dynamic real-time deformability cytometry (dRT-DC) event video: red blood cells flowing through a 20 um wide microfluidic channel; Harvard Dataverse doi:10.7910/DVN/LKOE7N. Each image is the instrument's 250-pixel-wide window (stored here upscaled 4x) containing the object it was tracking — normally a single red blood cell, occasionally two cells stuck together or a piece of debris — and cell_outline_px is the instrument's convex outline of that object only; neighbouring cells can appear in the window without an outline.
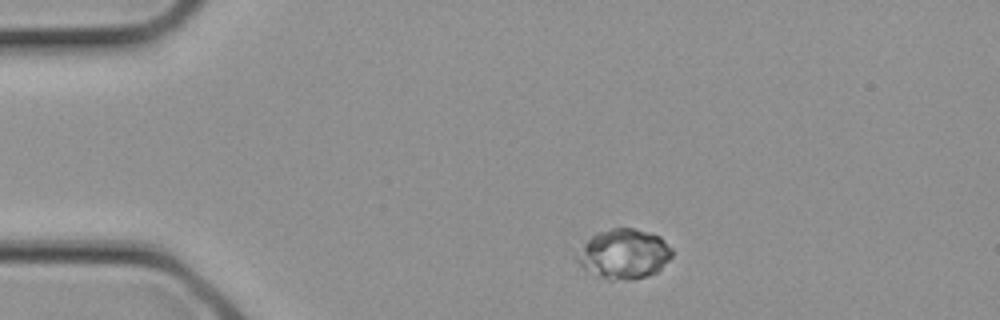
{"species": "common noctule bat (a hibernating species)", "species_latin": "Nyctalus noctula", "temperature_condition": "cold", "stored_images_in_passage": 2, "camera_frame_rate_fps": 3000, "um_per_image_px": 0.085, "animal": {"sex": "female", "body_mass_g": 21.9}, "frame": {"image": 1, "passage_image": 1, "time_ms": 0.0, "image_size_px": [1000, 320], "cell_outline_px": [[672, 256], [656, 272], [644, 276], [628, 280], [608, 280], [596, 276], [584, 268], [576, 260], [576, 256], [584, 244], [596, 232], [612, 228], [632, 228], [660, 236], [672, 248]], "centroid_in_image_um": [53.02, 21.58], "position_along_channel_um": 32.0, "area_um2": 27.28}}
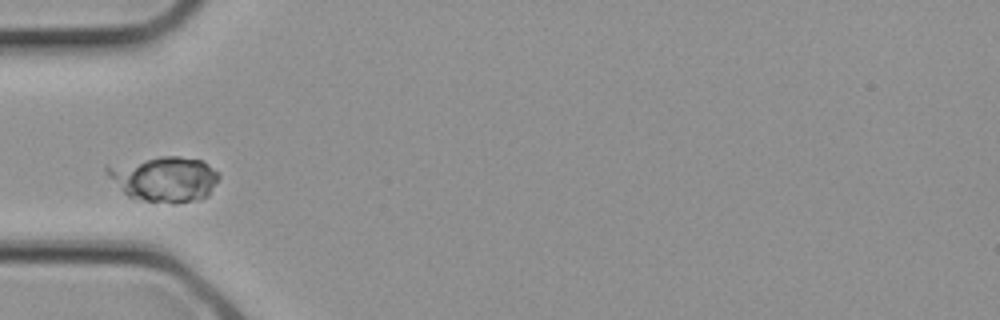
{"frame": {"image": 2, "passage_image": 2, "time_ms": 0.333, "image_size_px": [1000, 320], "cell_outline_px": [[220, 176], [208, 196], [200, 200], [144, 200], [128, 196], [108, 176], [104, 168], [160, 156], [180, 156], [200, 160], [216, 172]], "centroid_in_image_um": [14.01, 15.18], "position_along_channel_um": 71.0, "area_um2": 28.09}}